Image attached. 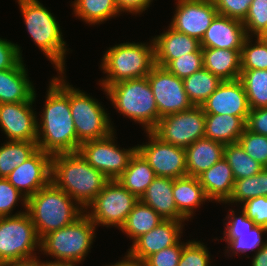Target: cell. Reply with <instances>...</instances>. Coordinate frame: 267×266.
Segmentation results:
<instances>
[{
  "label": "cell",
  "mask_w": 267,
  "mask_h": 266,
  "mask_svg": "<svg viewBox=\"0 0 267 266\" xmlns=\"http://www.w3.org/2000/svg\"><path fill=\"white\" fill-rule=\"evenodd\" d=\"M58 75L49 81L43 113L37 120L38 149L50 155L78 152L81 145L71 116L70 85L64 72Z\"/></svg>",
  "instance_id": "1"
},
{
  "label": "cell",
  "mask_w": 267,
  "mask_h": 266,
  "mask_svg": "<svg viewBox=\"0 0 267 266\" xmlns=\"http://www.w3.org/2000/svg\"><path fill=\"white\" fill-rule=\"evenodd\" d=\"M51 181L86 209L109 179L74 152L52 155Z\"/></svg>",
  "instance_id": "2"
},
{
  "label": "cell",
  "mask_w": 267,
  "mask_h": 266,
  "mask_svg": "<svg viewBox=\"0 0 267 266\" xmlns=\"http://www.w3.org/2000/svg\"><path fill=\"white\" fill-rule=\"evenodd\" d=\"M27 212L41 239L73 223L85 209L51 181L27 199Z\"/></svg>",
  "instance_id": "3"
},
{
  "label": "cell",
  "mask_w": 267,
  "mask_h": 266,
  "mask_svg": "<svg viewBox=\"0 0 267 266\" xmlns=\"http://www.w3.org/2000/svg\"><path fill=\"white\" fill-rule=\"evenodd\" d=\"M17 2L34 44L55 66L57 73L65 72V55L68 50L57 19L38 0H17Z\"/></svg>",
  "instance_id": "4"
},
{
  "label": "cell",
  "mask_w": 267,
  "mask_h": 266,
  "mask_svg": "<svg viewBox=\"0 0 267 266\" xmlns=\"http://www.w3.org/2000/svg\"><path fill=\"white\" fill-rule=\"evenodd\" d=\"M151 42H126L109 47L101 59L100 67L106 73L99 84L106 89L109 85L124 80L147 77L155 66L153 39Z\"/></svg>",
  "instance_id": "5"
},
{
  "label": "cell",
  "mask_w": 267,
  "mask_h": 266,
  "mask_svg": "<svg viewBox=\"0 0 267 266\" xmlns=\"http://www.w3.org/2000/svg\"><path fill=\"white\" fill-rule=\"evenodd\" d=\"M102 89L118 113L141 124L145 132L157 126L158 107L147 77L120 81Z\"/></svg>",
  "instance_id": "6"
},
{
  "label": "cell",
  "mask_w": 267,
  "mask_h": 266,
  "mask_svg": "<svg viewBox=\"0 0 267 266\" xmlns=\"http://www.w3.org/2000/svg\"><path fill=\"white\" fill-rule=\"evenodd\" d=\"M96 228L84 212L73 223L43 236L40 251L55 258V261L79 264L90 251Z\"/></svg>",
  "instance_id": "7"
},
{
  "label": "cell",
  "mask_w": 267,
  "mask_h": 266,
  "mask_svg": "<svg viewBox=\"0 0 267 266\" xmlns=\"http://www.w3.org/2000/svg\"><path fill=\"white\" fill-rule=\"evenodd\" d=\"M24 211L18 215L0 217V266L34 256L37 249L40 252L41 239L27 210Z\"/></svg>",
  "instance_id": "8"
},
{
  "label": "cell",
  "mask_w": 267,
  "mask_h": 266,
  "mask_svg": "<svg viewBox=\"0 0 267 266\" xmlns=\"http://www.w3.org/2000/svg\"><path fill=\"white\" fill-rule=\"evenodd\" d=\"M70 110L76 129L77 140L101 139L114 132V126L105 108L95 98L70 85Z\"/></svg>",
  "instance_id": "9"
},
{
  "label": "cell",
  "mask_w": 267,
  "mask_h": 266,
  "mask_svg": "<svg viewBox=\"0 0 267 266\" xmlns=\"http://www.w3.org/2000/svg\"><path fill=\"white\" fill-rule=\"evenodd\" d=\"M138 201L139 199L117 180H109L86 207L85 213L96 226H113L120 229Z\"/></svg>",
  "instance_id": "10"
},
{
  "label": "cell",
  "mask_w": 267,
  "mask_h": 266,
  "mask_svg": "<svg viewBox=\"0 0 267 266\" xmlns=\"http://www.w3.org/2000/svg\"><path fill=\"white\" fill-rule=\"evenodd\" d=\"M115 133L101 139L81 143L78 152L96 170L102 172L109 180H117L128 167L137 146L121 149L115 144Z\"/></svg>",
  "instance_id": "11"
},
{
  "label": "cell",
  "mask_w": 267,
  "mask_h": 266,
  "mask_svg": "<svg viewBox=\"0 0 267 266\" xmlns=\"http://www.w3.org/2000/svg\"><path fill=\"white\" fill-rule=\"evenodd\" d=\"M152 132L163 142L186 149L204 137L205 113L201 106L169 114L159 119Z\"/></svg>",
  "instance_id": "12"
},
{
  "label": "cell",
  "mask_w": 267,
  "mask_h": 266,
  "mask_svg": "<svg viewBox=\"0 0 267 266\" xmlns=\"http://www.w3.org/2000/svg\"><path fill=\"white\" fill-rule=\"evenodd\" d=\"M147 79L158 107L159 119L193 107L184 89L183 79L166 68L155 65Z\"/></svg>",
  "instance_id": "13"
},
{
  "label": "cell",
  "mask_w": 267,
  "mask_h": 266,
  "mask_svg": "<svg viewBox=\"0 0 267 266\" xmlns=\"http://www.w3.org/2000/svg\"><path fill=\"white\" fill-rule=\"evenodd\" d=\"M146 133L149 143L138 144L137 150L148 161L155 175L173 179L187 176L186 150L163 142L152 131Z\"/></svg>",
  "instance_id": "14"
},
{
  "label": "cell",
  "mask_w": 267,
  "mask_h": 266,
  "mask_svg": "<svg viewBox=\"0 0 267 266\" xmlns=\"http://www.w3.org/2000/svg\"><path fill=\"white\" fill-rule=\"evenodd\" d=\"M171 24L174 30L201 41L207 28L218 15L213 0H176Z\"/></svg>",
  "instance_id": "15"
},
{
  "label": "cell",
  "mask_w": 267,
  "mask_h": 266,
  "mask_svg": "<svg viewBox=\"0 0 267 266\" xmlns=\"http://www.w3.org/2000/svg\"><path fill=\"white\" fill-rule=\"evenodd\" d=\"M52 155L38 149L6 177L27 199L51 182Z\"/></svg>",
  "instance_id": "16"
},
{
  "label": "cell",
  "mask_w": 267,
  "mask_h": 266,
  "mask_svg": "<svg viewBox=\"0 0 267 266\" xmlns=\"http://www.w3.org/2000/svg\"><path fill=\"white\" fill-rule=\"evenodd\" d=\"M34 98L28 102L0 104V127L8 141H37V114Z\"/></svg>",
  "instance_id": "17"
},
{
  "label": "cell",
  "mask_w": 267,
  "mask_h": 266,
  "mask_svg": "<svg viewBox=\"0 0 267 266\" xmlns=\"http://www.w3.org/2000/svg\"><path fill=\"white\" fill-rule=\"evenodd\" d=\"M205 114H229L247 121L250 107L242 82L222 81L201 105Z\"/></svg>",
  "instance_id": "18"
},
{
  "label": "cell",
  "mask_w": 267,
  "mask_h": 266,
  "mask_svg": "<svg viewBox=\"0 0 267 266\" xmlns=\"http://www.w3.org/2000/svg\"><path fill=\"white\" fill-rule=\"evenodd\" d=\"M184 221L164 219L154 229L138 237L127 252L143 263L149 256L175 245L183 233Z\"/></svg>",
  "instance_id": "19"
},
{
  "label": "cell",
  "mask_w": 267,
  "mask_h": 266,
  "mask_svg": "<svg viewBox=\"0 0 267 266\" xmlns=\"http://www.w3.org/2000/svg\"><path fill=\"white\" fill-rule=\"evenodd\" d=\"M243 23L217 15L200 41L201 48L241 49L246 39Z\"/></svg>",
  "instance_id": "20"
},
{
  "label": "cell",
  "mask_w": 267,
  "mask_h": 266,
  "mask_svg": "<svg viewBox=\"0 0 267 266\" xmlns=\"http://www.w3.org/2000/svg\"><path fill=\"white\" fill-rule=\"evenodd\" d=\"M155 65L166 67L172 60L184 54L197 52L200 41L184 33L169 28L153 38Z\"/></svg>",
  "instance_id": "21"
},
{
  "label": "cell",
  "mask_w": 267,
  "mask_h": 266,
  "mask_svg": "<svg viewBox=\"0 0 267 266\" xmlns=\"http://www.w3.org/2000/svg\"><path fill=\"white\" fill-rule=\"evenodd\" d=\"M25 66L21 59L13 68L0 70V104L28 102L34 98L36 91Z\"/></svg>",
  "instance_id": "22"
},
{
  "label": "cell",
  "mask_w": 267,
  "mask_h": 266,
  "mask_svg": "<svg viewBox=\"0 0 267 266\" xmlns=\"http://www.w3.org/2000/svg\"><path fill=\"white\" fill-rule=\"evenodd\" d=\"M154 209L162 218L185 221L178 212L173 196V178L156 176L139 199Z\"/></svg>",
  "instance_id": "23"
},
{
  "label": "cell",
  "mask_w": 267,
  "mask_h": 266,
  "mask_svg": "<svg viewBox=\"0 0 267 266\" xmlns=\"http://www.w3.org/2000/svg\"><path fill=\"white\" fill-rule=\"evenodd\" d=\"M197 178L209 201L225 203L229 199L235 178L224 157Z\"/></svg>",
  "instance_id": "24"
},
{
  "label": "cell",
  "mask_w": 267,
  "mask_h": 266,
  "mask_svg": "<svg viewBox=\"0 0 267 266\" xmlns=\"http://www.w3.org/2000/svg\"><path fill=\"white\" fill-rule=\"evenodd\" d=\"M225 145L208 138L197 139L186 150L187 176L198 177L224 157Z\"/></svg>",
  "instance_id": "25"
},
{
  "label": "cell",
  "mask_w": 267,
  "mask_h": 266,
  "mask_svg": "<svg viewBox=\"0 0 267 266\" xmlns=\"http://www.w3.org/2000/svg\"><path fill=\"white\" fill-rule=\"evenodd\" d=\"M204 68L222 81L237 80L241 73V49L202 48Z\"/></svg>",
  "instance_id": "26"
},
{
  "label": "cell",
  "mask_w": 267,
  "mask_h": 266,
  "mask_svg": "<svg viewBox=\"0 0 267 266\" xmlns=\"http://www.w3.org/2000/svg\"><path fill=\"white\" fill-rule=\"evenodd\" d=\"M246 128L239 116L229 114H205L204 137L223 145L236 143Z\"/></svg>",
  "instance_id": "27"
},
{
  "label": "cell",
  "mask_w": 267,
  "mask_h": 266,
  "mask_svg": "<svg viewBox=\"0 0 267 266\" xmlns=\"http://www.w3.org/2000/svg\"><path fill=\"white\" fill-rule=\"evenodd\" d=\"M173 196L178 212L188 221L199 208L209 201L197 177L184 176L173 179Z\"/></svg>",
  "instance_id": "28"
},
{
  "label": "cell",
  "mask_w": 267,
  "mask_h": 266,
  "mask_svg": "<svg viewBox=\"0 0 267 266\" xmlns=\"http://www.w3.org/2000/svg\"><path fill=\"white\" fill-rule=\"evenodd\" d=\"M155 177L154 170L137 150L132 156L128 167L117 181L140 199Z\"/></svg>",
  "instance_id": "29"
},
{
  "label": "cell",
  "mask_w": 267,
  "mask_h": 266,
  "mask_svg": "<svg viewBox=\"0 0 267 266\" xmlns=\"http://www.w3.org/2000/svg\"><path fill=\"white\" fill-rule=\"evenodd\" d=\"M164 220L154 209L140 200L134 205L120 230L134 242Z\"/></svg>",
  "instance_id": "30"
},
{
  "label": "cell",
  "mask_w": 267,
  "mask_h": 266,
  "mask_svg": "<svg viewBox=\"0 0 267 266\" xmlns=\"http://www.w3.org/2000/svg\"><path fill=\"white\" fill-rule=\"evenodd\" d=\"M73 12L87 24H101L120 15L115 0H74Z\"/></svg>",
  "instance_id": "31"
},
{
  "label": "cell",
  "mask_w": 267,
  "mask_h": 266,
  "mask_svg": "<svg viewBox=\"0 0 267 266\" xmlns=\"http://www.w3.org/2000/svg\"><path fill=\"white\" fill-rule=\"evenodd\" d=\"M221 82L204 67L183 79L184 89L193 106H201Z\"/></svg>",
  "instance_id": "32"
},
{
  "label": "cell",
  "mask_w": 267,
  "mask_h": 266,
  "mask_svg": "<svg viewBox=\"0 0 267 266\" xmlns=\"http://www.w3.org/2000/svg\"><path fill=\"white\" fill-rule=\"evenodd\" d=\"M38 150L36 141H7L0 146V177L6 178Z\"/></svg>",
  "instance_id": "33"
},
{
  "label": "cell",
  "mask_w": 267,
  "mask_h": 266,
  "mask_svg": "<svg viewBox=\"0 0 267 266\" xmlns=\"http://www.w3.org/2000/svg\"><path fill=\"white\" fill-rule=\"evenodd\" d=\"M239 80L247 95L250 109L267 107V70H241Z\"/></svg>",
  "instance_id": "34"
},
{
  "label": "cell",
  "mask_w": 267,
  "mask_h": 266,
  "mask_svg": "<svg viewBox=\"0 0 267 266\" xmlns=\"http://www.w3.org/2000/svg\"><path fill=\"white\" fill-rule=\"evenodd\" d=\"M224 158L230 165L235 180L256 175L264 168L251 158L238 142L225 145Z\"/></svg>",
  "instance_id": "35"
},
{
  "label": "cell",
  "mask_w": 267,
  "mask_h": 266,
  "mask_svg": "<svg viewBox=\"0 0 267 266\" xmlns=\"http://www.w3.org/2000/svg\"><path fill=\"white\" fill-rule=\"evenodd\" d=\"M252 38L254 37L247 36L241 48V70H267V38L256 36L253 44Z\"/></svg>",
  "instance_id": "36"
},
{
  "label": "cell",
  "mask_w": 267,
  "mask_h": 266,
  "mask_svg": "<svg viewBox=\"0 0 267 266\" xmlns=\"http://www.w3.org/2000/svg\"><path fill=\"white\" fill-rule=\"evenodd\" d=\"M266 233V227L256 225L250 232L239 234V237L233 240H224L227 244L226 253H232L234 256L236 254L246 253L247 251H254L256 253L267 243V240L265 242L262 240V234Z\"/></svg>",
  "instance_id": "37"
},
{
  "label": "cell",
  "mask_w": 267,
  "mask_h": 266,
  "mask_svg": "<svg viewBox=\"0 0 267 266\" xmlns=\"http://www.w3.org/2000/svg\"><path fill=\"white\" fill-rule=\"evenodd\" d=\"M246 35L267 36V0H253L247 16L242 22Z\"/></svg>",
  "instance_id": "38"
},
{
  "label": "cell",
  "mask_w": 267,
  "mask_h": 266,
  "mask_svg": "<svg viewBox=\"0 0 267 266\" xmlns=\"http://www.w3.org/2000/svg\"><path fill=\"white\" fill-rule=\"evenodd\" d=\"M237 142L251 158L267 167V136L256 134L245 128Z\"/></svg>",
  "instance_id": "39"
},
{
  "label": "cell",
  "mask_w": 267,
  "mask_h": 266,
  "mask_svg": "<svg viewBox=\"0 0 267 266\" xmlns=\"http://www.w3.org/2000/svg\"><path fill=\"white\" fill-rule=\"evenodd\" d=\"M204 67L203 52L187 53L172 60L165 68L180 79H184Z\"/></svg>",
  "instance_id": "40"
},
{
  "label": "cell",
  "mask_w": 267,
  "mask_h": 266,
  "mask_svg": "<svg viewBox=\"0 0 267 266\" xmlns=\"http://www.w3.org/2000/svg\"><path fill=\"white\" fill-rule=\"evenodd\" d=\"M20 200V201H19ZM21 202L24 209L27 210V198L18 191L7 178L0 177V217L14 216L23 213L12 214L13 208Z\"/></svg>",
  "instance_id": "41"
},
{
  "label": "cell",
  "mask_w": 267,
  "mask_h": 266,
  "mask_svg": "<svg viewBox=\"0 0 267 266\" xmlns=\"http://www.w3.org/2000/svg\"><path fill=\"white\" fill-rule=\"evenodd\" d=\"M261 196L260 185H259V173L251 177L242 178L235 180L233 184L232 193L227 203H239L243 204L249 199Z\"/></svg>",
  "instance_id": "42"
},
{
  "label": "cell",
  "mask_w": 267,
  "mask_h": 266,
  "mask_svg": "<svg viewBox=\"0 0 267 266\" xmlns=\"http://www.w3.org/2000/svg\"><path fill=\"white\" fill-rule=\"evenodd\" d=\"M207 246L200 241H187L183 246L178 266H211Z\"/></svg>",
  "instance_id": "43"
},
{
  "label": "cell",
  "mask_w": 267,
  "mask_h": 266,
  "mask_svg": "<svg viewBox=\"0 0 267 266\" xmlns=\"http://www.w3.org/2000/svg\"><path fill=\"white\" fill-rule=\"evenodd\" d=\"M233 209L229 211L225 222V230L223 231V240H233L239 237V234H244L250 232L256 224L252 219L248 218L243 210H241L239 215L235 213ZM236 214V215H235Z\"/></svg>",
  "instance_id": "44"
},
{
  "label": "cell",
  "mask_w": 267,
  "mask_h": 266,
  "mask_svg": "<svg viewBox=\"0 0 267 266\" xmlns=\"http://www.w3.org/2000/svg\"><path fill=\"white\" fill-rule=\"evenodd\" d=\"M180 241L149 256L143 266H178L183 246L186 244Z\"/></svg>",
  "instance_id": "45"
},
{
  "label": "cell",
  "mask_w": 267,
  "mask_h": 266,
  "mask_svg": "<svg viewBox=\"0 0 267 266\" xmlns=\"http://www.w3.org/2000/svg\"><path fill=\"white\" fill-rule=\"evenodd\" d=\"M253 0H213L219 15L244 21Z\"/></svg>",
  "instance_id": "46"
},
{
  "label": "cell",
  "mask_w": 267,
  "mask_h": 266,
  "mask_svg": "<svg viewBox=\"0 0 267 266\" xmlns=\"http://www.w3.org/2000/svg\"><path fill=\"white\" fill-rule=\"evenodd\" d=\"M241 209L256 225L267 228V196H258L244 202Z\"/></svg>",
  "instance_id": "47"
},
{
  "label": "cell",
  "mask_w": 267,
  "mask_h": 266,
  "mask_svg": "<svg viewBox=\"0 0 267 266\" xmlns=\"http://www.w3.org/2000/svg\"><path fill=\"white\" fill-rule=\"evenodd\" d=\"M21 59V47L0 37V70L13 68Z\"/></svg>",
  "instance_id": "48"
},
{
  "label": "cell",
  "mask_w": 267,
  "mask_h": 266,
  "mask_svg": "<svg viewBox=\"0 0 267 266\" xmlns=\"http://www.w3.org/2000/svg\"><path fill=\"white\" fill-rule=\"evenodd\" d=\"M246 128L256 134L267 136V107L250 109L246 121Z\"/></svg>",
  "instance_id": "49"
},
{
  "label": "cell",
  "mask_w": 267,
  "mask_h": 266,
  "mask_svg": "<svg viewBox=\"0 0 267 266\" xmlns=\"http://www.w3.org/2000/svg\"><path fill=\"white\" fill-rule=\"evenodd\" d=\"M153 0H115L116 6L121 12H128L133 14H140L150 7Z\"/></svg>",
  "instance_id": "50"
},
{
  "label": "cell",
  "mask_w": 267,
  "mask_h": 266,
  "mask_svg": "<svg viewBox=\"0 0 267 266\" xmlns=\"http://www.w3.org/2000/svg\"><path fill=\"white\" fill-rule=\"evenodd\" d=\"M37 254L31 257L21 258L12 262H9L5 266H44V261L37 259Z\"/></svg>",
  "instance_id": "51"
},
{
  "label": "cell",
  "mask_w": 267,
  "mask_h": 266,
  "mask_svg": "<svg viewBox=\"0 0 267 266\" xmlns=\"http://www.w3.org/2000/svg\"><path fill=\"white\" fill-rule=\"evenodd\" d=\"M252 266H267V243L252 256Z\"/></svg>",
  "instance_id": "52"
},
{
  "label": "cell",
  "mask_w": 267,
  "mask_h": 266,
  "mask_svg": "<svg viewBox=\"0 0 267 266\" xmlns=\"http://www.w3.org/2000/svg\"><path fill=\"white\" fill-rule=\"evenodd\" d=\"M106 266H143V263L139 262L137 259L132 257L129 253H127L123 260L118 261L117 263L106 265Z\"/></svg>",
  "instance_id": "53"
},
{
  "label": "cell",
  "mask_w": 267,
  "mask_h": 266,
  "mask_svg": "<svg viewBox=\"0 0 267 266\" xmlns=\"http://www.w3.org/2000/svg\"><path fill=\"white\" fill-rule=\"evenodd\" d=\"M259 185L261 196H267V167L259 172Z\"/></svg>",
  "instance_id": "54"
},
{
  "label": "cell",
  "mask_w": 267,
  "mask_h": 266,
  "mask_svg": "<svg viewBox=\"0 0 267 266\" xmlns=\"http://www.w3.org/2000/svg\"><path fill=\"white\" fill-rule=\"evenodd\" d=\"M77 264L61 261H44V266H76ZM78 266V265H77Z\"/></svg>",
  "instance_id": "55"
}]
</instances>
